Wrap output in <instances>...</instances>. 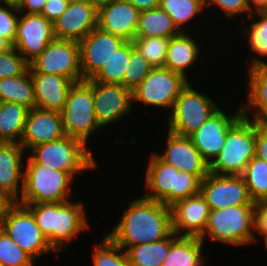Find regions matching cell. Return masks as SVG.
I'll list each match as a JSON object with an SVG mask.
<instances>
[{
  "mask_svg": "<svg viewBox=\"0 0 267 266\" xmlns=\"http://www.w3.org/2000/svg\"><path fill=\"white\" fill-rule=\"evenodd\" d=\"M120 218L106 236L125 251L163 240L173 232L171 206L143 196L130 200Z\"/></svg>",
  "mask_w": 267,
  "mask_h": 266,
  "instance_id": "1",
  "label": "cell"
},
{
  "mask_svg": "<svg viewBox=\"0 0 267 266\" xmlns=\"http://www.w3.org/2000/svg\"><path fill=\"white\" fill-rule=\"evenodd\" d=\"M35 217L37 226L56 251H66L78 235L91 229L82 200L25 204ZM76 238V239H75Z\"/></svg>",
  "mask_w": 267,
  "mask_h": 266,
  "instance_id": "2",
  "label": "cell"
},
{
  "mask_svg": "<svg viewBox=\"0 0 267 266\" xmlns=\"http://www.w3.org/2000/svg\"><path fill=\"white\" fill-rule=\"evenodd\" d=\"M151 152L144 174L143 197L172 206L178 200L200 193L201 180L197 176L178 170Z\"/></svg>",
  "mask_w": 267,
  "mask_h": 266,
  "instance_id": "3",
  "label": "cell"
},
{
  "mask_svg": "<svg viewBox=\"0 0 267 266\" xmlns=\"http://www.w3.org/2000/svg\"><path fill=\"white\" fill-rule=\"evenodd\" d=\"M28 156L37 164L64 171L75 180L80 172L92 171L98 167L97 159L83 141L64 136L61 139L39 144L28 151Z\"/></svg>",
  "mask_w": 267,
  "mask_h": 266,
  "instance_id": "4",
  "label": "cell"
},
{
  "mask_svg": "<svg viewBox=\"0 0 267 266\" xmlns=\"http://www.w3.org/2000/svg\"><path fill=\"white\" fill-rule=\"evenodd\" d=\"M26 158L23 190L17 201L18 204L55 203L72 200L71 186H74L75 179L70 174L37 164L29 156Z\"/></svg>",
  "mask_w": 267,
  "mask_h": 266,
  "instance_id": "5",
  "label": "cell"
},
{
  "mask_svg": "<svg viewBox=\"0 0 267 266\" xmlns=\"http://www.w3.org/2000/svg\"><path fill=\"white\" fill-rule=\"evenodd\" d=\"M255 205L231 206L210 210L206 229L200 239L234 247L254 244Z\"/></svg>",
  "mask_w": 267,
  "mask_h": 266,
  "instance_id": "6",
  "label": "cell"
},
{
  "mask_svg": "<svg viewBox=\"0 0 267 266\" xmlns=\"http://www.w3.org/2000/svg\"><path fill=\"white\" fill-rule=\"evenodd\" d=\"M255 157V121L241 116L227 131L224 147L209 165L219 175H242Z\"/></svg>",
  "mask_w": 267,
  "mask_h": 266,
  "instance_id": "7",
  "label": "cell"
},
{
  "mask_svg": "<svg viewBox=\"0 0 267 266\" xmlns=\"http://www.w3.org/2000/svg\"><path fill=\"white\" fill-rule=\"evenodd\" d=\"M61 116L65 134L83 141L86 145L92 135H96L98 130L103 129L95 116L91 79L72 85Z\"/></svg>",
  "mask_w": 267,
  "mask_h": 266,
  "instance_id": "8",
  "label": "cell"
},
{
  "mask_svg": "<svg viewBox=\"0 0 267 266\" xmlns=\"http://www.w3.org/2000/svg\"><path fill=\"white\" fill-rule=\"evenodd\" d=\"M191 82L181 91L173 109L167 115V130L181 136L196 132L216 111L219 106L214 99L193 88ZM197 89V90H196Z\"/></svg>",
  "mask_w": 267,
  "mask_h": 266,
  "instance_id": "9",
  "label": "cell"
},
{
  "mask_svg": "<svg viewBox=\"0 0 267 266\" xmlns=\"http://www.w3.org/2000/svg\"><path fill=\"white\" fill-rule=\"evenodd\" d=\"M0 228L36 262L44 254L52 253L53 256H58L26 205L13 202L2 218Z\"/></svg>",
  "mask_w": 267,
  "mask_h": 266,
  "instance_id": "10",
  "label": "cell"
},
{
  "mask_svg": "<svg viewBox=\"0 0 267 266\" xmlns=\"http://www.w3.org/2000/svg\"><path fill=\"white\" fill-rule=\"evenodd\" d=\"M190 81L180 73L166 67H155L145 79L132 91L133 104L144 107L167 109L169 115L176 99ZM170 111H169V110ZM169 112V113H168Z\"/></svg>",
  "mask_w": 267,
  "mask_h": 266,
  "instance_id": "11",
  "label": "cell"
},
{
  "mask_svg": "<svg viewBox=\"0 0 267 266\" xmlns=\"http://www.w3.org/2000/svg\"><path fill=\"white\" fill-rule=\"evenodd\" d=\"M30 73L54 74L73 82L83 81L79 42L54 38L46 49L29 64Z\"/></svg>",
  "mask_w": 267,
  "mask_h": 266,
  "instance_id": "12",
  "label": "cell"
},
{
  "mask_svg": "<svg viewBox=\"0 0 267 266\" xmlns=\"http://www.w3.org/2000/svg\"><path fill=\"white\" fill-rule=\"evenodd\" d=\"M200 193L210 210L255 205L242 175H219L210 172L201 181Z\"/></svg>",
  "mask_w": 267,
  "mask_h": 266,
  "instance_id": "13",
  "label": "cell"
},
{
  "mask_svg": "<svg viewBox=\"0 0 267 266\" xmlns=\"http://www.w3.org/2000/svg\"><path fill=\"white\" fill-rule=\"evenodd\" d=\"M55 38L53 23L42 14L20 13L13 47L30 64Z\"/></svg>",
  "mask_w": 267,
  "mask_h": 266,
  "instance_id": "14",
  "label": "cell"
},
{
  "mask_svg": "<svg viewBox=\"0 0 267 266\" xmlns=\"http://www.w3.org/2000/svg\"><path fill=\"white\" fill-rule=\"evenodd\" d=\"M95 116L99 125L107 126L123 121L132 112V91L122 84H103L93 81ZM124 116V117H123Z\"/></svg>",
  "mask_w": 267,
  "mask_h": 266,
  "instance_id": "15",
  "label": "cell"
},
{
  "mask_svg": "<svg viewBox=\"0 0 267 266\" xmlns=\"http://www.w3.org/2000/svg\"><path fill=\"white\" fill-rule=\"evenodd\" d=\"M222 108L216 111L196 132L189 136L209 165L224 147L228 129L242 116L239 104L234 113L226 112L227 110Z\"/></svg>",
  "mask_w": 267,
  "mask_h": 266,
  "instance_id": "16",
  "label": "cell"
},
{
  "mask_svg": "<svg viewBox=\"0 0 267 266\" xmlns=\"http://www.w3.org/2000/svg\"><path fill=\"white\" fill-rule=\"evenodd\" d=\"M124 42V38L106 33L98 27L80 40V68L83 80L92 79Z\"/></svg>",
  "mask_w": 267,
  "mask_h": 266,
  "instance_id": "17",
  "label": "cell"
},
{
  "mask_svg": "<svg viewBox=\"0 0 267 266\" xmlns=\"http://www.w3.org/2000/svg\"><path fill=\"white\" fill-rule=\"evenodd\" d=\"M166 146L155 153L162 161L180 171L197 176L201 181L210 173L209 164L192 143L190 137L167 131Z\"/></svg>",
  "mask_w": 267,
  "mask_h": 266,
  "instance_id": "18",
  "label": "cell"
},
{
  "mask_svg": "<svg viewBox=\"0 0 267 266\" xmlns=\"http://www.w3.org/2000/svg\"><path fill=\"white\" fill-rule=\"evenodd\" d=\"M171 212L172 231L178 236L200 238L203 235L210 208L201 193L176 201Z\"/></svg>",
  "mask_w": 267,
  "mask_h": 266,
  "instance_id": "19",
  "label": "cell"
},
{
  "mask_svg": "<svg viewBox=\"0 0 267 266\" xmlns=\"http://www.w3.org/2000/svg\"><path fill=\"white\" fill-rule=\"evenodd\" d=\"M98 10L90 1L68 3L66 10L53 22L55 38L80 41L97 28Z\"/></svg>",
  "mask_w": 267,
  "mask_h": 266,
  "instance_id": "20",
  "label": "cell"
},
{
  "mask_svg": "<svg viewBox=\"0 0 267 266\" xmlns=\"http://www.w3.org/2000/svg\"><path fill=\"white\" fill-rule=\"evenodd\" d=\"M66 136L61 112L30 109L20 144L28 151L39 144L55 141Z\"/></svg>",
  "mask_w": 267,
  "mask_h": 266,
  "instance_id": "21",
  "label": "cell"
},
{
  "mask_svg": "<svg viewBox=\"0 0 267 266\" xmlns=\"http://www.w3.org/2000/svg\"><path fill=\"white\" fill-rule=\"evenodd\" d=\"M140 11L126 0H115L98 10L97 27L126 41L136 37Z\"/></svg>",
  "mask_w": 267,
  "mask_h": 266,
  "instance_id": "22",
  "label": "cell"
},
{
  "mask_svg": "<svg viewBox=\"0 0 267 266\" xmlns=\"http://www.w3.org/2000/svg\"><path fill=\"white\" fill-rule=\"evenodd\" d=\"M25 153L20 143L0 142V191L13 202L23 190Z\"/></svg>",
  "mask_w": 267,
  "mask_h": 266,
  "instance_id": "23",
  "label": "cell"
},
{
  "mask_svg": "<svg viewBox=\"0 0 267 266\" xmlns=\"http://www.w3.org/2000/svg\"><path fill=\"white\" fill-rule=\"evenodd\" d=\"M30 74L34 86L36 108L61 112L75 82L54 74Z\"/></svg>",
  "mask_w": 267,
  "mask_h": 266,
  "instance_id": "24",
  "label": "cell"
},
{
  "mask_svg": "<svg viewBox=\"0 0 267 266\" xmlns=\"http://www.w3.org/2000/svg\"><path fill=\"white\" fill-rule=\"evenodd\" d=\"M194 36L195 34L191 35L190 32H180L178 35L169 38L164 64V67L180 73L190 82V72H188L190 68L196 64L195 62L198 63L199 61L198 64L204 65L203 59H200L201 56H199L202 51L201 44L196 41V38H193Z\"/></svg>",
  "mask_w": 267,
  "mask_h": 266,
  "instance_id": "25",
  "label": "cell"
},
{
  "mask_svg": "<svg viewBox=\"0 0 267 266\" xmlns=\"http://www.w3.org/2000/svg\"><path fill=\"white\" fill-rule=\"evenodd\" d=\"M247 71V100H244L247 102L240 106L241 115L254 121L267 122V64L253 66Z\"/></svg>",
  "mask_w": 267,
  "mask_h": 266,
  "instance_id": "26",
  "label": "cell"
},
{
  "mask_svg": "<svg viewBox=\"0 0 267 266\" xmlns=\"http://www.w3.org/2000/svg\"><path fill=\"white\" fill-rule=\"evenodd\" d=\"M247 19H251L250 23L245 18L240 22L245 24L241 28L242 35L247 36V44L252 51V61L248 62L251 63L247 68L267 64V11H253Z\"/></svg>",
  "mask_w": 267,
  "mask_h": 266,
  "instance_id": "27",
  "label": "cell"
},
{
  "mask_svg": "<svg viewBox=\"0 0 267 266\" xmlns=\"http://www.w3.org/2000/svg\"><path fill=\"white\" fill-rule=\"evenodd\" d=\"M205 243L198 237L179 236L171 245L162 266H206ZM206 262V263H205Z\"/></svg>",
  "mask_w": 267,
  "mask_h": 266,
  "instance_id": "28",
  "label": "cell"
},
{
  "mask_svg": "<svg viewBox=\"0 0 267 266\" xmlns=\"http://www.w3.org/2000/svg\"><path fill=\"white\" fill-rule=\"evenodd\" d=\"M29 110L21 104L0 101V142L20 143Z\"/></svg>",
  "mask_w": 267,
  "mask_h": 266,
  "instance_id": "29",
  "label": "cell"
},
{
  "mask_svg": "<svg viewBox=\"0 0 267 266\" xmlns=\"http://www.w3.org/2000/svg\"><path fill=\"white\" fill-rule=\"evenodd\" d=\"M179 33L171 16L160 7L140 12L136 37L171 38Z\"/></svg>",
  "mask_w": 267,
  "mask_h": 266,
  "instance_id": "30",
  "label": "cell"
},
{
  "mask_svg": "<svg viewBox=\"0 0 267 266\" xmlns=\"http://www.w3.org/2000/svg\"><path fill=\"white\" fill-rule=\"evenodd\" d=\"M0 101L21 104L28 109L36 108L29 68L21 75L0 79Z\"/></svg>",
  "mask_w": 267,
  "mask_h": 266,
  "instance_id": "31",
  "label": "cell"
},
{
  "mask_svg": "<svg viewBox=\"0 0 267 266\" xmlns=\"http://www.w3.org/2000/svg\"><path fill=\"white\" fill-rule=\"evenodd\" d=\"M179 236L172 232L163 240L131 246L126 250L131 266H162L170 247Z\"/></svg>",
  "mask_w": 267,
  "mask_h": 266,
  "instance_id": "32",
  "label": "cell"
},
{
  "mask_svg": "<svg viewBox=\"0 0 267 266\" xmlns=\"http://www.w3.org/2000/svg\"><path fill=\"white\" fill-rule=\"evenodd\" d=\"M159 7L171 16L180 32H190L189 23L194 22L195 18L199 20V14L206 11L205 3L201 0H160Z\"/></svg>",
  "mask_w": 267,
  "mask_h": 266,
  "instance_id": "33",
  "label": "cell"
},
{
  "mask_svg": "<svg viewBox=\"0 0 267 266\" xmlns=\"http://www.w3.org/2000/svg\"><path fill=\"white\" fill-rule=\"evenodd\" d=\"M133 48V41L124 42L91 80L103 84L123 85V77L127 71L130 52Z\"/></svg>",
  "mask_w": 267,
  "mask_h": 266,
  "instance_id": "34",
  "label": "cell"
},
{
  "mask_svg": "<svg viewBox=\"0 0 267 266\" xmlns=\"http://www.w3.org/2000/svg\"><path fill=\"white\" fill-rule=\"evenodd\" d=\"M242 176L254 203L267 200V162L265 160L253 157Z\"/></svg>",
  "mask_w": 267,
  "mask_h": 266,
  "instance_id": "35",
  "label": "cell"
},
{
  "mask_svg": "<svg viewBox=\"0 0 267 266\" xmlns=\"http://www.w3.org/2000/svg\"><path fill=\"white\" fill-rule=\"evenodd\" d=\"M95 243L91 256L93 266H131L126 251L114 244L106 235L99 245Z\"/></svg>",
  "mask_w": 267,
  "mask_h": 266,
  "instance_id": "36",
  "label": "cell"
},
{
  "mask_svg": "<svg viewBox=\"0 0 267 266\" xmlns=\"http://www.w3.org/2000/svg\"><path fill=\"white\" fill-rule=\"evenodd\" d=\"M169 38L135 37L134 47L143 58L153 67H164Z\"/></svg>",
  "mask_w": 267,
  "mask_h": 266,
  "instance_id": "37",
  "label": "cell"
},
{
  "mask_svg": "<svg viewBox=\"0 0 267 266\" xmlns=\"http://www.w3.org/2000/svg\"><path fill=\"white\" fill-rule=\"evenodd\" d=\"M0 263L4 266H35L36 261L0 228Z\"/></svg>",
  "mask_w": 267,
  "mask_h": 266,
  "instance_id": "38",
  "label": "cell"
},
{
  "mask_svg": "<svg viewBox=\"0 0 267 266\" xmlns=\"http://www.w3.org/2000/svg\"><path fill=\"white\" fill-rule=\"evenodd\" d=\"M153 67L134 47L130 52L129 64L123 77V86L133 91Z\"/></svg>",
  "mask_w": 267,
  "mask_h": 266,
  "instance_id": "39",
  "label": "cell"
},
{
  "mask_svg": "<svg viewBox=\"0 0 267 266\" xmlns=\"http://www.w3.org/2000/svg\"><path fill=\"white\" fill-rule=\"evenodd\" d=\"M28 68L29 64L14 47L0 53V79L21 75Z\"/></svg>",
  "mask_w": 267,
  "mask_h": 266,
  "instance_id": "40",
  "label": "cell"
},
{
  "mask_svg": "<svg viewBox=\"0 0 267 266\" xmlns=\"http://www.w3.org/2000/svg\"><path fill=\"white\" fill-rule=\"evenodd\" d=\"M20 12L16 4L0 3V35L12 45L15 40L16 26Z\"/></svg>",
  "mask_w": 267,
  "mask_h": 266,
  "instance_id": "41",
  "label": "cell"
},
{
  "mask_svg": "<svg viewBox=\"0 0 267 266\" xmlns=\"http://www.w3.org/2000/svg\"><path fill=\"white\" fill-rule=\"evenodd\" d=\"M212 7H216L220 12H223V16L227 17L230 20H237L238 18L247 15L248 17L253 12L247 0H207L205 3V9ZM243 14V15H242ZM234 18V19H233Z\"/></svg>",
  "mask_w": 267,
  "mask_h": 266,
  "instance_id": "42",
  "label": "cell"
},
{
  "mask_svg": "<svg viewBox=\"0 0 267 266\" xmlns=\"http://www.w3.org/2000/svg\"><path fill=\"white\" fill-rule=\"evenodd\" d=\"M256 233V234H255ZM258 234V235H257ZM267 234V200L258 201L255 203L254 210V243L261 242L258 236Z\"/></svg>",
  "mask_w": 267,
  "mask_h": 266,
  "instance_id": "43",
  "label": "cell"
},
{
  "mask_svg": "<svg viewBox=\"0 0 267 266\" xmlns=\"http://www.w3.org/2000/svg\"><path fill=\"white\" fill-rule=\"evenodd\" d=\"M255 157L267 162V122L255 121Z\"/></svg>",
  "mask_w": 267,
  "mask_h": 266,
  "instance_id": "44",
  "label": "cell"
},
{
  "mask_svg": "<svg viewBox=\"0 0 267 266\" xmlns=\"http://www.w3.org/2000/svg\"><path fill=\"white\" fill-rule=\"evenodd\" d=\"M68 6V0H47L41 14L52 23L56 21Z\"/></svg>",
  "mask_w": 267,
  "mask_h": 266,
  "instance_id": "45",
  "label": "cell"
},
{
  "mask_svg": "<svg viewBox=\"0 0 267 266\" xmlns=\"http://www.w3.org/2000/svg\"><path fill=\"white\" fill-rule=\"evenodd\" d=\"M47 0H20L16 5L20 13L41 14Z\"/></svg>",
  "mask_w": 267,
  "mask_h": 266,
  "instance_id": "46",
  "label": "cell"
},
{
  "mask_svg": "<svg viewBox=\"0 0 267 266\" xmlns=\"http://www.w3.org/2000/svg\"><path fill=\"white\" fill-rule=\"evenodd\" d=\"M140 12L159 7L160 0H126Z\"/></svg>",
  "mask_w": 267,
  "mask_h": 266,
  "instance_id": "47",
  "label": "cell"
},
{
  "mask_svg": "<svg viewBox=\"0 0 267 266\" xmlns=\"http://www.w3.org/2000/svg\"><path fill=\"white\" fill-rule=\"evenodd\" d=\"M12 203L13 201L2 191H0V223Z\"/></svg>",
  "mask_w": 267,
  "mask_h": 266,
  "instance_id": "48",
  "label": "cell"
},
{
  "mask_svg": "<svg viewBox=\"0 0 267 266\" xmlns=\"http://www.w3.org/2000/svg\"><path fill=\"white\" fill-rule=\"evenodd\" d=\"M252 11H265L267 9V0H247Z\"/></svg>",
  "mask_w": 267,
  "mask_h": 266,
  "instance_id": "49",
  "label": "cell"
},
{
  "mask_svg": "<svg viewBox=\"0 0 267 266\" xmlns=\"http://www.w3.org/2000/svg\"><path fill=\"white\" fill-rule=\"evenodd\" d=\"M13 48V45L4 37L0 35V53L9 51Z\"/></svg>",
  "mask_w": 267,
  "mask_h": 266,
  "instance_id": "50",
  "label": "cell"
},
{
  "mask_svg": "<svg viewBox=\"0 0 267 266\" xmlns=\"http://www.w3.org/2000/svg\"><path fill=\"white\" fill-rule=\"evenodd\" d=\"M94 7L99 10L100 8L109 5L111 2L115 0H89Z\"/></svg>",
  "mask_w": 267,
  "mask_h": 266,
  "instance_id": "51",
  "label": "cell"
},
{
  "mask_svg": "<svg viewBox=\"0 0 267 266\" xmlns=\"http://www.w3.org/2000/svg\"><path fill=\"white\" fill-rule=\"evenodd\" d=\"M260 237H261V239H263L262 240L264 242L263 245H264V248H265V250L267 252V234L266 235H261Z\"/></svg>",
  "mask_w": 267,
  "mask_h": 266,
  "instance_id": "52",
  "label": "cell"
},
{
  "mask_svg": "<svg viewBox=\"0 0 267 266\" xmlns=\"http://www.w3.org/2000/svg\"><path fill=\"white\" fill-rule=\"evenodd\" d=\"M20 0H1V2L17 4Z\"/></svg>",
  "mask_w": 267,
  "mask_h": 266,
  "instance_id": "53",
  "label": "cell"
},
{
  "mask_svg": "<svg viewBox=\"0 0 267 266\" xmlns=\"http://www.w3.org/2000/svg\"><path fill=\"white\" fill-rule=\"evenodd\" d=\"M83 1H89V0H68V3L83 2Z\"/></svg>",
  "mask_w": 267,
  "mask_h": 266,
  "instance_id": "54",
  "label": "cell"
}]
</instances>
